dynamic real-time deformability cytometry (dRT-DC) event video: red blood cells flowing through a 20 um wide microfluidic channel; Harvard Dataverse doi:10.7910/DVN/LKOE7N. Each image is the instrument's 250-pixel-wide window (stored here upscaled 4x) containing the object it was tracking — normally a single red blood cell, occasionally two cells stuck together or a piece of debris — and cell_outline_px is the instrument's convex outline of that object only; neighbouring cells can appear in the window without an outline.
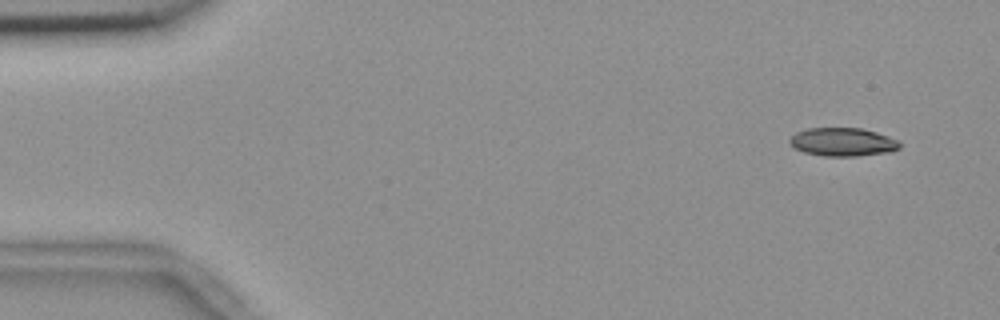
{"species": "common noctule bat (a hibernating species)", "species_latin": "Nyctalus noctula", "temperature_condition": "room temperature", "stored_images_in_passage": 5, "camera_frame_rate_fps": 3000, "um_per_image_px": 0.085, "animal": {"sex": "female", "body_mass_g": 18.4}, "frame": {"image": 1, "passage_image": 1, "time_ms": 0.0, "image_size_px": [1000, 320], "cell_outline_px": [[900, 148], [892, 152], [856, 156], [824, 156], [804, 152], [788, 144], [788, 140], [796, 132], [808, 128], [860, 128], [876, 132], [900, 140]], "centroid_in_image_um": [71.65, 12.07], "position_along_channel_um": 13.4, "area_um2": 18.32}}
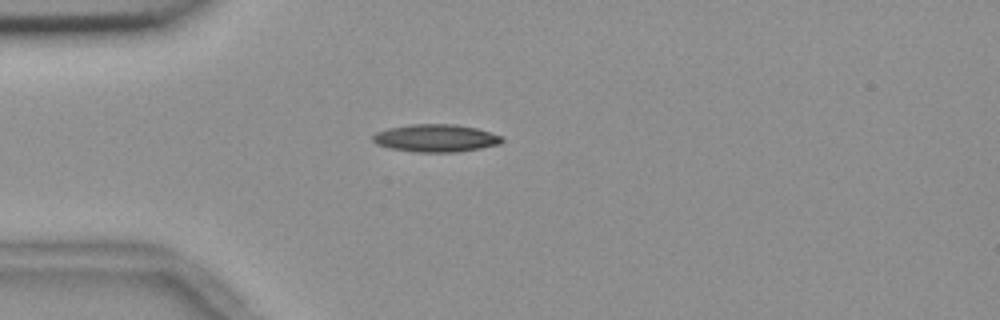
{"frame": {"image": 2, "passage_image": 4, "time_ms": 1.0, "image_size_px": [1000, 320], "cell_outline_px": [[504, 140], [500, 144], [480, 148], [456, 152], [416, 152], [392, 148], [376, 144], [372, 140], [372, 136], [376, 132], [388, 128], [412, 124], [456, 124], [476, 128], [504, 136]], "centroid_in_image_um": [37.06, 11.73], "position_along_channel_um": 47.9, "area_um2": 20.81}}